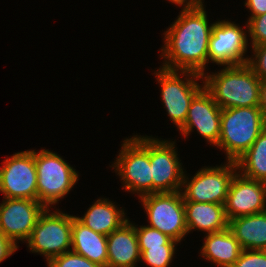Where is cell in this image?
Returning a JSON list of instances; mask_svg holds the SVG:
<instances>
[{
    "mask_svg": "<svg viewBox=\"0 0 266 267\" xmlns=\"http://www.w3.org/2000/svg\"><path fill=\"white\" fill-rule=\"evenodd\" d=\"M204 2L183 7L177 20L165 31L161 49L164 69L204 74L208 64V45L212 26L208 24Z\"/></svg>",
    "mask_w": 266,
    "mask_h": 267,
    "instance_id": "6da1fadb",
    "label": "cell"
},
{
    "mask_svg": "<svg viewBox=\"0 0 266 267\" xmlns=\"http://www.w3.org/2000/svg\"><path fill=\"white\" fill-rule=\"evenodd\" d=\"M202 75L204 88L221 109L260 107L262 81L246 64L226 66L221 71Z\"/></svg>",
    "mask_w": 266,
    "mask_h": 267,
    "instance_id": "7a4b0ae2",
    "label": "cell"
},
{
    "mask_svg": "<svg viewBox=\"0 0 266 267\" xmlns=\"http://www.w3.org/2000/svg\"><path fill=\"white\" fill-rule=\"evenodd\" d=\"M260 107L222 109L220 138L217 147L224 149L227 161H236L265 129Z\"/></svg>",
    "mask_w": 266,
    "mask_h": 267,
    "instance_id": "3957f363",
    "label": "cell"
},
{
    "mask_svg": "<svg viewBox=\"0 0 266 267\" xmlns=\"http://www.w3.org/2000/svg\"><path fill=\"white\" fill-rule=\"evenodd\" d=\"M121 147L112 168L123 180V188L139 193L138 197L152 194L150 137L135 135L125 139Z\"/></svg>",
    "mask_w": 266,
    "mask_h": 267,
    "instance_id": "277c9868",
    "label": "cell"
},
{
    "mask_svg": "<svg viewBox=\"0 0 266 267\" xmlns=\"http://www.w3.org/2000/svg\"><path fill=\"white\" fill-rule=\"evenodd\" d=\"M38 201L46 208L64 198L78 181V172L56 153L35 151Z\"/></svg>",
    "mask_w": 266,
    "mask_h": 267,
    "instance_id": "5b68a950",
    "label": "cell"
},
{
    "mask_svg": "<svg viewBox=\"0 0 266 267\" xmlns=\"http://www.w3.org/2000/svg\"><path fill=\"white\" fill-rule=\"evenodd\" d=\"M160 68L154 74L161 85V99L172 123L179 130L185 124L192 99L204 88L197 82L202 75L193 71H180L179 75L178 70ZM181 74L187 78H180Z\"/></svg>",
    "mask_w": 266,
    "mask_h": 267,
    "instance_id": "8992f818",
    "label": "cell"
},
{
    "mask_svg": "<svg viewBox=\"0 0 266 267\" xmlns=\"http://www.w3.org/2000/svg\"><path fill=\"white\" fill-rule=\"evenodd\" d=\"M46 208L40 215L37 224L27 240L29 250L46 257L47 263L72 246V215L60 212L53 213ZM50 213V214H49Z\"/></svg>",
    "mask_w": 266,
    "mask_h": 267,
    "instance_id": "52a82bcc",
    "label": "cell"
},
{
    "mask_svg": "<svg viewBox=\"0 0 266 267\" xmlns=\"http://www.w3.org/2000/svg\"><path fill=\"white\" fill-rule=\"evenodd\" d=\"M140 198L149 219L147 226L180 243L188 234L181 191L147 194Z\"/></svg>",
    "mask_w": 266,
    "mask_h": 267,
    "instance_id": "ba28073f",
    "label": "cell"
},
{
    "mask_svg": "<svg viewBox=\"0 0 266 267\" xmlns=\"http://www.w3.org/2000/svg\"><path fill=\"white\" fill-rule=\"evenodd\" d=\"M237 170L235 161H227L225 165L201 168L190 181L184 174L182 189L185 191L181 192L184 201L224 205Z\"/></svg>",
    "mask_w": 266,
    "mask_h": 267,
    "instance_id": "9c48e42d",
    "label": "cell"
},
{
    "mask_svg": "<svg viewBox=\"0 0 266 267\" xmlns=\"http://www.w3.org/2000/svg\"><path fill=\"white\" fill-rule=\"evenodd\" d=\"M0 168V192L4 198L38 200L35 150L13 154Z\"/></svg>",
    "mask_w": 266,
    "mask_h": 267,
    "instance_id": "30bf717a",
    "label": "cell"
},
{
    "mask_svg": "<svg viewBox=\"0 0 266 267\" xmlns=\"http://www.w3.org/2000/svg\"><path fill=\"white\" fill-rule=\"evenodd\" d=\"M247 30L234 22L225 20L216 21L212 26V32L208 45V63L212 61L217 65L236 66L246 64L248 40Z\"/></svg>",
    "mask_w": 266,
    "mask_h": 267,
    "instance_id": "8fae6325",
    "label": "cell"
},
{
    "mask_svg": "<svg viewBox=\"0 0 266 267\" xmlns=\"http://www.w3.org/2000/svg\"><path fill=\"white\" fill-rule=\"evenodd\" d=\"M46 207L38 200L4 198L0 203V231L16 246L27 241Z\"/></svg>",
    "mask_w": 266,
    "mask_h": 267,
    "instance_id": "7c38bea8",
    "label": "cell"
},
{
    "mask_svg": "<svg viewBox=\"0 0 266 267\" xmlns=\"http://www.w3.org/2000/svg\"><path fill=\"white\" fill-rule=\"evenodd\" d=\"M175 148L174 141L150 136L152 194L182 191L184 171Z\"/></svg>",
    "mask_w": 266,
    "mask_h": 267,
    "instance_id": "4fadbf2b",
    "label": "cell"
},
{
    "mask_svg": "<svg viewBox=\"0 0 266 267\" xmlns=\"http://www.w3.org/2000/svg\"><path fill=\"white\" fill-rule=\"evenodd\" d=\"M239 172L232 179L224 204L228 221L266 211V182L246 178Z\"/></svg>",
    "mask_w": 266,
    "mask_h": 267,
    "instance_id": "5bb4252c",
    "label": "cell"
},
{
    "mask_svg": "<svg viewBox=\"0 0 266 267\" xmlns=\"http://www.w3.org/2000/svg\"><path fill=\"white\" fill-rule=\"evenodd\" d=\"M222 109L211 94L203 88L191 101L185 124L179 129L187 138L195 128L213 146L220 138Z\"/></svg>",
    "mask_w": 266,
    "mask_h": 267,
    "instance_id": "9a60e30c",
    "label": "cell"
},
{
    "mask_svg": "<svg viewBox=\"0 0 266 267\" xmlns=\"http://www.w3.org/2000/svg\"><path fill=\"white\" fill-rule=\"evenodd\" d=\"M107 267H135L141 260L135 225L128 220L107 235Z\"/></svg>",
    "mask_w": 266,
    "mask_h": 267,
    "instance_id": "2e32d148",
    "label": "cell"
},
{
    "mask_svg": "<svg viewBox=\"0 0 266 267\" xmlns=\"http://www.w3.org/2000/svg\"><path fill=\"white\" fill-rule=\"evenodd\" d=\"M188 233L201 230L218 232L228 227V219L223 204L184 201Z\"/></svg>",
    "mask_w": 266,
    "mask_h": 267,
    "instance_id": "e0dca14e",
    "label": "cell"
},
{
    "mask_svg": "<svg viewBox=\"0 0 266 267\" xmlns=\"http://www.w3.org/2000/svg\"><path fill=\"white\" fill-rule=\"evenodd\" d=\"M71 251L80 254L101 267H107V236L86 227L76 216L72 217Z\"/></svg>",
    "mask_w": 266,
    "mask_h": 267,
    "instance_id": "ac0fdd59",
    "label": "cell"
},
{
    "mask_svg": "<svg viewBox=\"0 0 266 267\" xmlns=\"http://www.w3.org/2000/svg\"><path fill=\"white\" fill-rule=\"evenodd\" d=\"M201 255L218 267H231L243 251L230 229L206 234Z\"/></svg>",
    "mask_w": 266,
    "mask_h": 267,
    "instance_id": "d6986e66",
    "label": "cell"
},
{
    "mask_svg": "<svg viewBox=\"0 0 266 267\" xmlns=\"http://www.w3.org/2000/svg\"><path fill=\"white\" fill-rule=\"evenodd\" d=\"M124 212L113 201L99 198L84 216L76 218L86 227L107 236L128 221Z\"/></svg>",
    "mask_w": 266,
    "mask_h": 267,
    "instance_id": "ffe728a7",
    "label": "cell"
},
{
    "mask_svg": "<svg viewBox=\"0 0 266 267\" xmlns=\"http://www.w3.org/2000/svg\"><path fill=\"white\" fill-rule=\"evenodd\" d=\"M228 228L243 250H259L266 245V211L230 219Z\"/></svg>",
    "mask_w": 266,
    "mask_h": 267,
    "instance_id": "44dd1931",
    "label": "cell"
},
{
    "mask_svg": "<svg viewBox=\"0 0 266 267\" xmlns=\"http://www.w3.org/2000/svg\"><path fill=\"white\" fill-rule=\"evenodd\" d=\"M235 162L244 177L266 182V127Z\"/></svg>",
    "mask_w": 266,
    "mask_h": 267,
    "instance_id": "7402d4cb",
    "label": "cell"
},
{
    "mask_svg": "<svg viewBox=\"0 0 266 267\" xmlns=\"http://www.w3.org/2000/svg\"><path fill=\"white\" fill-rule=\"evenodd\" d=\"M175 246L139 247L141 261H144L150 267H169L175 254Z\"/></svg>",
    "mask_w": 266,
    "mask_h": 267,
    "instance_id": "603a6c76",
    "label": "cell"
},
{
    "mask_svg": "<svg viewBox=\"0 0 266 267\" xmlns=\"http://www.w3.org/2000/svg\"><path fill=\"white\" fill-rule=\"evenodd\" d=\"M135 232L139 247H155L161 245H176L178 242L172 240L161 231L149 226L136 227Z\"/></svg>",
    "mask_w": 266,
    "mask_h": 267,
    "instance_id": "cb8c5ba5",
    "label": "cell"
},
{
    "mask_svg": "<svg viewBox=\"0 0 266 267\" xmlns=\"http://www.w3.org/2000/svg\"><path fill=\"white\" fill-rule=\"evenodd\" d=\"M47 265L48 267H101L73 251H68L52 258Z\"/></svg>",
    "mask_w": 266,
    "mask_h": 267,
    "instance_id": "d4e9b609",
    "label": "cell"
},
{
    "mask_svg": "<svg viewBox=\"0 0 266 267\" xmlns=\"http://www.w3.org/2000/svg\"><path fill=\"white\" fill-rule=\"evenodd\" d=\"M246 25L252 46L266 44V13L251 18Z\"/></svg>",
    "mask_w": 266,
    "mask_h": 267,
    "instance_id": "484cf974",
    "label": "cell"
},
{
    "mask_svg": "<svg viewBox=\"0 0 266 267\" xmlns=\"http://www.w3.org/2000/svg\"><path fill=\"white\" fill-rule=\"evenodd\" d=\"M253 50L252 57L248 58L247 64L253 70L254 74L261 81L266 80V44L251 46Z\"/></svg>",
    "mask_w": 266,
    "mask_h": 267,
    "instance_id": "4316f807",
    "label": "cell"
},
{
    "mask_svg": "<svg viewBox=\"0 0 266 267\" xmlns=\"http://www.w3.org/2000/svg\"><path fill=\"white\" fill-rule=\"evenodd\" d=\"M231 267H266V256L260 250L246 249Z\"/></svg>",
    "mask_w": 266,
    "mask_h": 267,
    "instance_id": "83f0119b",
    "label": "cell"
},
{
    "mask_svg": "<svg viewBox=\"0 0 266 267\" xmlns=\"http://www.w3.org/2000/svg\"><path fill=\"white\" fill-rule=\"evenodd\" d=\"M18 247L0 231V263L10 257Z\"/></svg>",
    "mask_w": 266,
    "mask_h": 267,
    "instance_id": "f1b7e54d",
    "label": "cell"
},
{
    "mask_svg": "<svg viewBox=\"0 0 266 267\" xmlns=\"http://www.w3.org/2000/svg\"><path fill=\"white\" fill-rule=\"evenodd\" d=\"M245 6L251 11L248 21L256 16L266 13V0H246Z\"/></svg>",
    "mask_w": 266,
    "mask_h": 267,
    "instance_id": "f546056e",
    "label": "cell"
},
{
    "mask_svg": "<svg viewBox=\"0 0 266 267\" xmlns=\"http://www.w3.org/2000/svg\"><path fill=\"white\" fill-rule=\"evenodd\" d=\"M260 109L263 113L264 119L266 121V80L261 83L260 90Z\"/></svg>",
    "mask_w": 266,
    "mask_h": 267,
    "instance_id": "4dcf8cb0",
    "label": "cell"
},
{
    "mask_svg": "<svg viewBox=\"0 0 266 267\" xmlns=\"http://www.w3.org/2000/svg\"><path fill=\"white\" fill-rule=\"evenodd\" d=\"M168 1L178 6L183 5L184 7H192L201 4L199 0H168Z\"/></svg>",
    "mask_w": 266,
    "mask_h": 267,
    "instance_id": "1f68e13d",
    "label": "cell"
},
{
    "mask_svg": "<svg viewBox=\"0 0 266 267\" xmlns=\"http://www.w3.org/2000/svg\"><path fill=\"white\" fill-rule=\"evenodd\" d=\"M259 250L266 256V245Z\"/></svg>",
    "mask_w": 266,
    "mask_h": 267,
    "instance_id": "d6a6232c",
    "label": "cell"
}]
</instances>
